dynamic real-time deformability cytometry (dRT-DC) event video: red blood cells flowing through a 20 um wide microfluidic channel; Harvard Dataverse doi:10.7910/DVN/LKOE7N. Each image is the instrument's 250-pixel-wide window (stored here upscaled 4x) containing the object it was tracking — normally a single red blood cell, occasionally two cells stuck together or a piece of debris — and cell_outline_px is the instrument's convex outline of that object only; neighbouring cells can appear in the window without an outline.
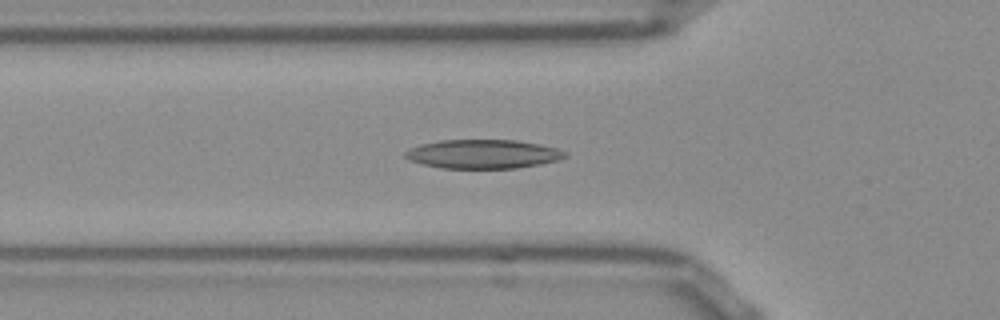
{"species": "Egyptian fruit bat (a non-hibernating species)", "species_latin": "Rousettus aegyptiacus", "temperature_condition": "room temperature", "stored_images_in_passage": 52, "camera_frame_rate_fps": 3000, "um_per_image_px": 0.085, "frame": {"image": 1, "passage_image": 17, "time_ms": 5.333, "image_size_px": [1000, 320], "cell_outline_px": [[568, 156], [556, 160], [540, 164], [516, 168], [440, 168], [424, 164], [412, 160], [404, 156], [404, 152], [420, 144], [440, 140], [516, 140], [540, 144], [556, 148], [568, 152]], "centroid_in_image_um": [41.09, 13.09], "position_along_channel_um": 84.7, "area_um2": 26.82}}
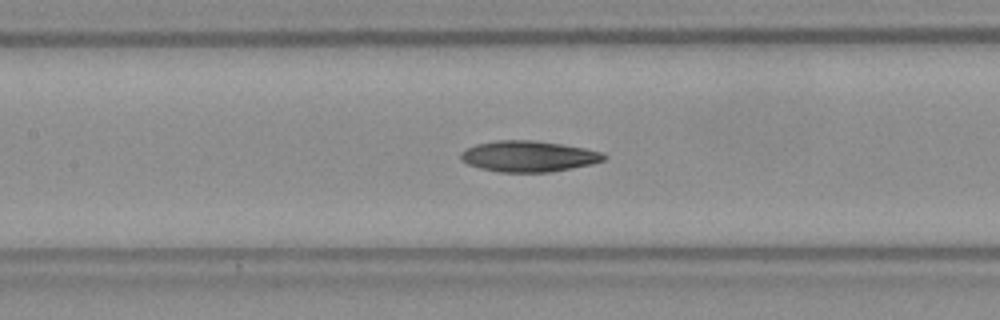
{"frame": {"image": 2, "passage_image": 23, "time_ms": 7.333, "image_size_px": [1000, 320], "cell_outline_px": [[608, 156], [604, 160], [592, 164], [552, 172], [500, 172], [480, 168], [468, 164], [460, 160], [460, 152], [476, 144], [496, 140], [532, 140], [560, 144], [584, 148], [600, 152]], "centroid_in_image_um": [44.91, 13.29], "position_along_channel_um": 162.5, "area_um2": 25.78}}
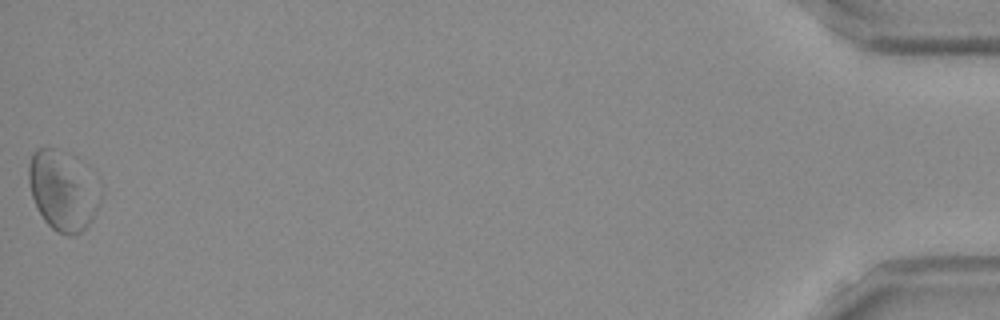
{"frame": {"image": 3, "passage_image": 52, "time_ms": 17.0, "image_size_px": [1000, 320], "cell_outline_px": [[104, 192], [88, 224], [80, 232], [72, 236], [68, 236], [56, 232], [44, 220], [36, 208], [32, 196], [28, 180], [28, 164], [32, 152], [36, 148], [48, 144], [56, 148]], "centroid_in_image_um": [5.23, 16.25], "position_along_channel_um": 430.0, "area_um2": 32.14}, "authors_computed_cell_mechanics": {"area_um2": 25.8366, "velocity_mm_per_s": 3.8345, "shape_relaxation_time_tau1_ms": 8.2131, "shape_relaxation_time_tau2_ms": null, "deformation_change_tau1": 0.1894, "deformation_change_tau2": null}}